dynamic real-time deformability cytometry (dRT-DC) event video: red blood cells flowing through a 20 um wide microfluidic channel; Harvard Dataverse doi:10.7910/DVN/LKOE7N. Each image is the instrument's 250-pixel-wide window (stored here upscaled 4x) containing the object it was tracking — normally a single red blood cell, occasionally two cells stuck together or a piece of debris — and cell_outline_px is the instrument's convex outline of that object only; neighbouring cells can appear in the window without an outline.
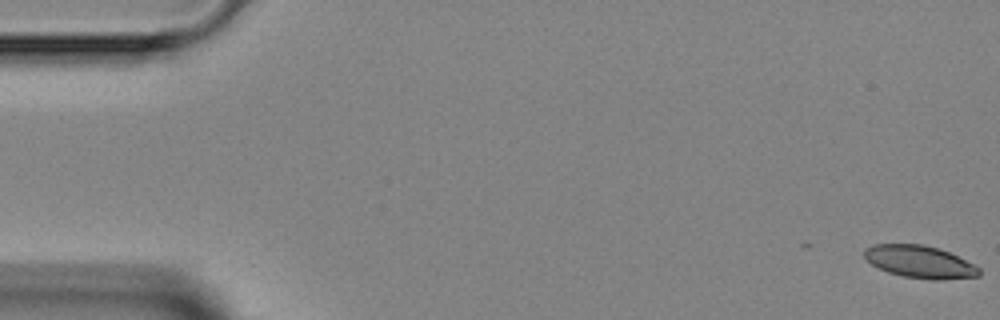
{"species": "Egyptian fruit bat (a non-hibernating species)", "species_latin": "Rousettus aegyptiacus", "temperature_condition": "room temperature", "stored_images_in_passage": 8, "camera_frame_rate_fps": 3000, "um_per_image_px": 0.085, "animal": {"sex": "female"}, "frame": {"image": 1, "passage_image": 1, "time_ms": 0.0, "image_size_px": [1000, 320], "cell_outline_px": [[980, 276], [940, 280], [932, 280], [904, 276], [888, 272], [872, 264], [864, 256], [864, 248], [872, 244], [924, 244], [940, 248], [980, 268]], "centroid_in_image_um": [78.17, 22.24], "position_along_channel_um": 6.8, "area_um2": 21.56}}
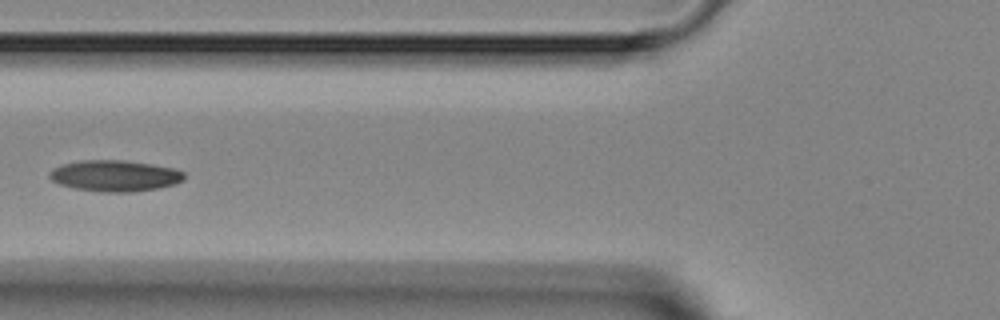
{"frame": {"image": 2, "passage_image": 6, "time_ms": 6.0, "image_size_px": [1000, 320], "cell_outline_px": [[184, 180], [172, 184], [156, 188], [132, 192], [104, 192], [76, 188], [60, 184], [52, 180], [48, 176], [48, 172], [52, 168], [60, 164], [80, 160], [124, 160], [152, 164], [176, 168], [184, 172]], "centroid_in_image_um": [9.73, 14.92], "position_along_channel_um": 116.1, "area_um2": 24.51}}
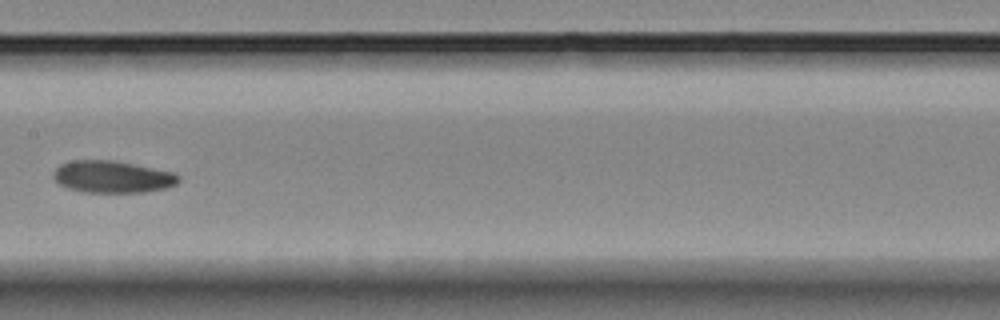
{"frame": {"image": 3, "passage_image": 8, "time_ms": 8.0, "image_size_px": [1000, 320], "cell_outline_px": [[180, 180], [176, 184], [164, 188], [144, 192], [84, 192], [68, 188], [60, 184], [52, 176], [52, 172], [60, 164], [68, 160], [116, 160], [172, 172], [180, 176]], "centroid_in_image_um": [9.52, 15.01], "position_along_channel_um": 197.9, "area_um2": 23.41}}